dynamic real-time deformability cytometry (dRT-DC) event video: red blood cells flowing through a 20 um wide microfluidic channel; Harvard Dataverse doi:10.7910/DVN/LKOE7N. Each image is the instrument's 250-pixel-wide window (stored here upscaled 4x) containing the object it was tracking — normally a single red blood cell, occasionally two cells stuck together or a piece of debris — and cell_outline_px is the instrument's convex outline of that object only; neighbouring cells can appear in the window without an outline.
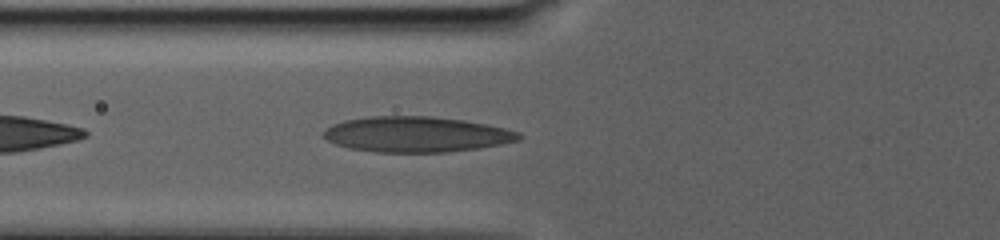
{"species": "human", "species_latin": "Homo sapiens", "temperature_condition": "warm", "stored_images_in_passage": 16, "camera_frame_rate_fps": 3000, "um_per_image_px": 0.085, "donor": {"sex": "male"}, "frame": {"image": 1, "passage_image": 5, "time_ms": 1.667, "image_size_px": [1000, 240], "cell_outline_px": [[524, 136], [520, 140], [480, 148], [448, 152], [376, 152], [348, 148], [336, 144], [328, 140], [320, 132], [332, 124], [344, 120], [368, 116], [432, 116], [464, 120], [488, 124], [520, 132]], "centroid_in_image_um": [35.4, 11.41], "position_along_channel_um": 90.4, "area_um2": 40.75}}
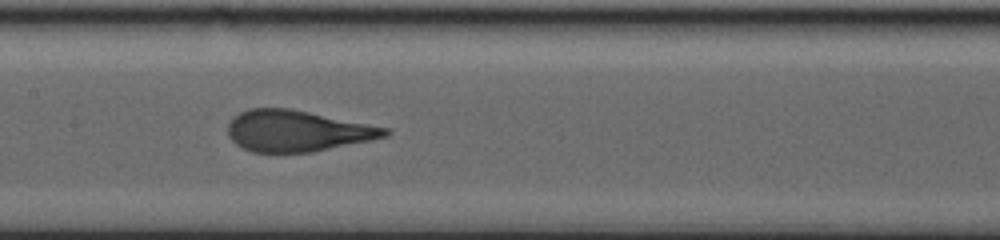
{"frame": {"image": 2, "passage_image": 12, "time_ms": 5.333, "image_size_px": [1000, 240], "cell_outline_px": [[392, 132], [388, 136], [312, 152], [252, 152], [236, 144], [228, 136], [228, 124], [232, 116], [248, 108], [292, 108], [392, 128]], "centroid_in_image_um": [25.28, 11.11], "position_along_channel_um": 182.1, "area_um2": 38.03}}
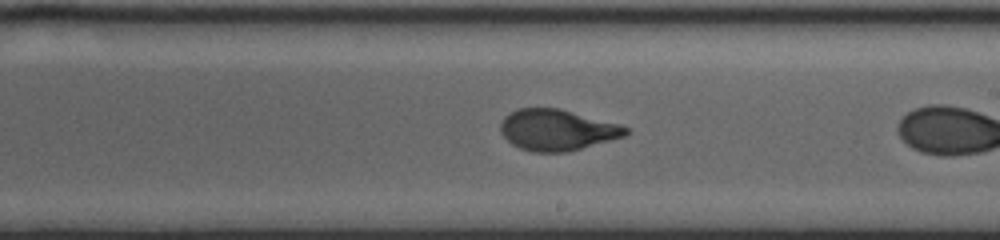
{"frame": {"image": 3, "passage_image": 14, "time_ms": 6.333, "image_size_px": [1000, 240], "cell_outline_px": [[628, 132], [624, 136], [568, 152], [532, 152], [520, 148], [512, 144], [500, 132], [500, 124], [504, 116], [516, 108], [560, 108], [620, 124], [628, 128]], "centroid_in_image_um": [47.32, 11.04], "position_along_channel_um": 241.7, "area_um2": 30.0}}